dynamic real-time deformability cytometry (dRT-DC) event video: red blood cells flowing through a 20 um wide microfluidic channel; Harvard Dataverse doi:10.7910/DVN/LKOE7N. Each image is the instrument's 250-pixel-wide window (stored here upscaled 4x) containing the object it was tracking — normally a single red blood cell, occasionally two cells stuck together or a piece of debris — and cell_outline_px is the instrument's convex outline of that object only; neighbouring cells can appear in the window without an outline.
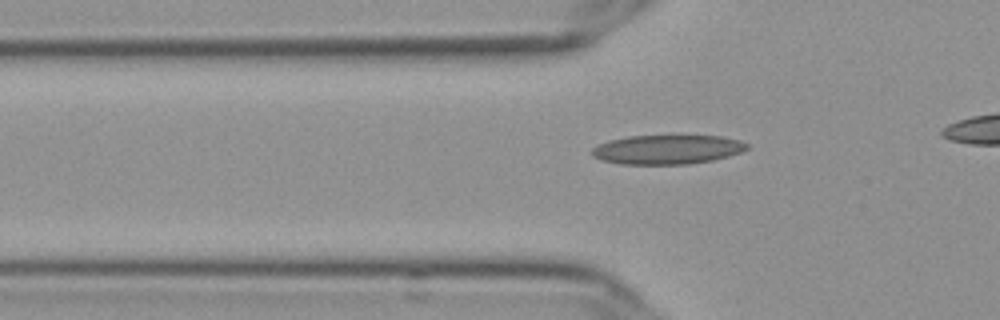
{"species": "Egyptian fruit bat (a non-hibernating species)", "species_latin": "Rousettus aegyptiacus", "temperature_condition": "cold", "stored_images_in_passage": 38, "camera_frame_rate_fps": 3000, "um_per_image_px": 0.085, "frame": {"image": 1, "passage_image": 8, "time_ms": 2.333, "image_size_px": [1000, 320], "cell_outline_px": [[748, 148], [740, 152], [728, 156], [712, 160], [688, 164], [620, 164], [600, 160], [592, 156], [592, 148], [608, 140], [628, 136], [676, 132], [720, 136], [736, 140], [748, 144]], "centroid_in_image_um": [56.7, 12.65], "position_along_channel_um": 69.1, "area_um2": 27.57}}
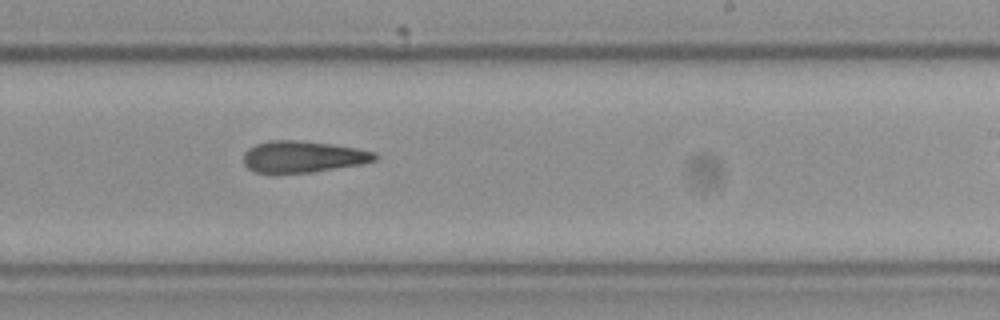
{"frame": {"image": 2, "passage_image": 24, "time_ms": 7.667, "image_size_px": [1000, 320], "cell_outline_px": [[380, 156], [376, 160], [360, 164], [308, 172], [256, 172], [248, 168], [244, 164], [244, 152], [248, 148], [256, 144], [268, 140], [300, 140], [332, 144], [356, 148], [376, 152]], "centroid_in_image_um": [25.76, 13.29], "position_along_channel_um": 263.2, "area_um2": 23.93}}
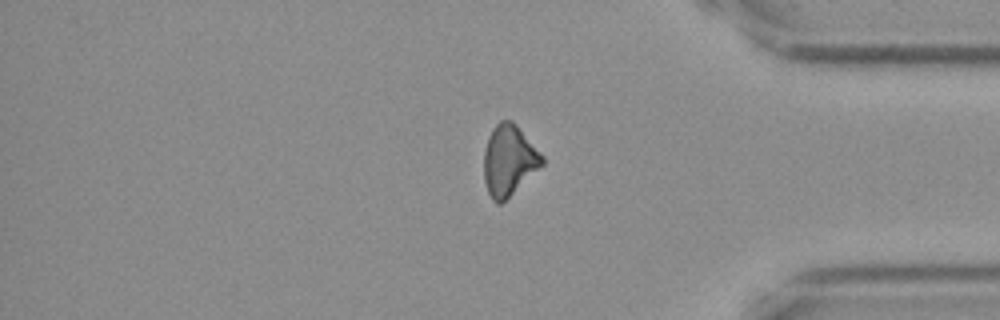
{"frame": {"image": 3, "passage_image": 36, "time_ms": 11.667, "image_size_px": [1000, 320], "cell_outline_px": [[544, 164], [500, 204], [496, 204], [492, 200], [488, 192], [484, 180], [484, 152], [488, 136], [492, 128], [500, 120], [512, 120], [516, 124], [544, 156]], "centroid_in_image_um": [43.25, 13.61], "position_along_channel_um": 391.9, "area_um2": 23.87}, "authors_computed_cell_mechanics": {"area_um2": 24.7962, "velocity_mm_per_s": 3.6479, "shape_relaxation_time_tau1_ms": null, "shape_relaxation_time_tau2_ms": 8.4229, "deformation_change_tau1": null, "deformation_change_tau2": 0.2075}}